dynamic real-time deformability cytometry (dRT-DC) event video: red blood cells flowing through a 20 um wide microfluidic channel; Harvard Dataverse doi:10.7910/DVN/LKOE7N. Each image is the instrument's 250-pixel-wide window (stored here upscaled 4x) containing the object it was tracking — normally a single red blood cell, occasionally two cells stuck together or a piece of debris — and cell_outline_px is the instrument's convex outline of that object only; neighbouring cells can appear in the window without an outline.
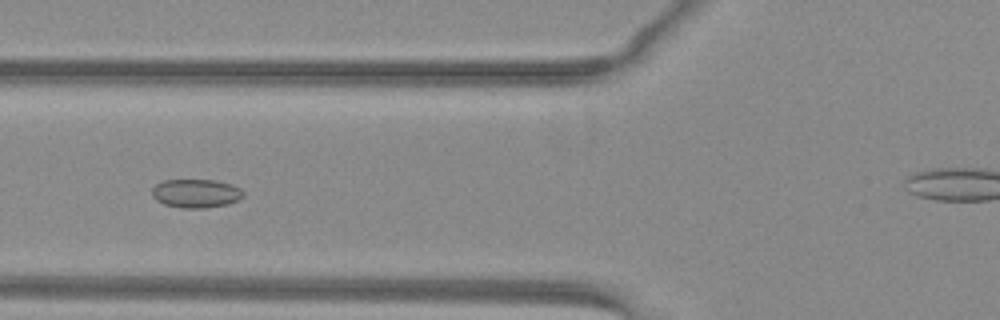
{"species": "common noctule bat (a hibernating species)", "species_latin": "Nyctalus noctula", "temperature_condition": "warm", "stored_images_in_passage": 41, "camera_frame_rate_fps": 3000, "um_per_image_px": 0.085, "animal": {"sex": "female", "body_mass_g": 29.2, "forearm_length_mm": 56.3}, "frame": {"image": 1, "passage_image": 9, "time_ms": 2.667, "image_size_px": [1000, 320], "cell_outline_px": [[244, 196], [240, 200], [228, 204], [204, 208], [180, 208], [164, 204], [156, 200], [152, 196], [152, 188], [160, 180], [216, 180], [232, 184], [240, 188], [244, 192]], "centroid_in_image_um": [16.67, 16.44], "position_along_channel_um": 109.1, "area_um2": 15.49}}
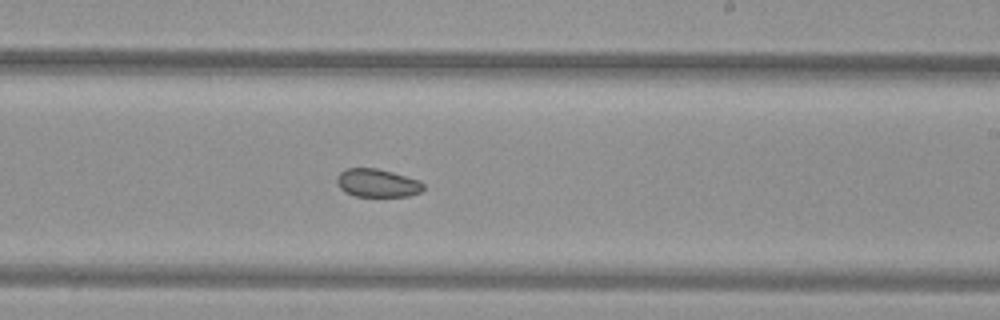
{"frame": {"image": 2, "passage_image": 20, "time_ms": 6.333, "image_size_px": [1000, 320], "cell_outline_px": [[424, 188], [420, 192], [408, 196], [356, 196], [344, 192], [336, 184], [336, 176], [344, 168], [376, 168], [392, 172], [420, 180], [424, 184]], "centroid_in_image_um": [32.04, 15.55], "position_along_channel_um": 257.0, "area_um2": 14.33}}
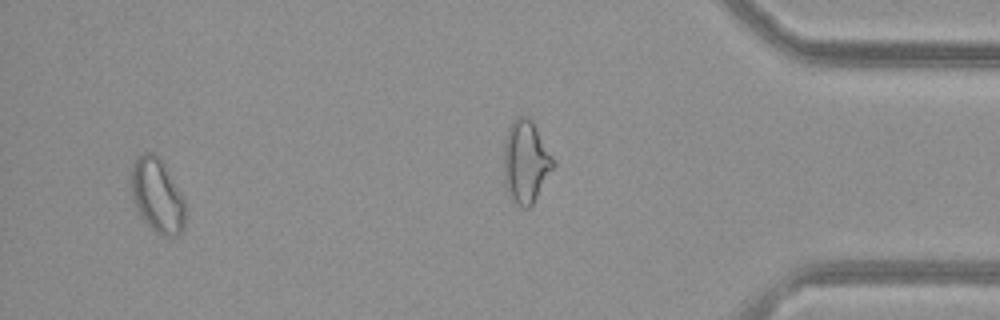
{"frame": {"image": 3, "passage_image": 38, "time_ms": 12.333, "image_size_px": [1000, 320], "cell_outline_px": [[184, 228], [176, 236], [160, 236], [144, 220], [136, 208], [132, 200], [132, 164], [144, 152], [152, 152], [164, 164], [180, 192], [184, 200]], "centroid_in_image_um": [13.36, 16.65], "position_along_channel_um": 421.8, "area_um2": 22.89}, "authors_computed_cell_mechanics": {"area_um2": 16.0106, "velocity_mm_per_s": 4.0349, "shape_relaxation_time_tau1_ms": null, "shape_relaxation_time_tau2_ms": 2.7653, "deformation_change_tau1": null, "deformation_change_tau2": 0.044}}